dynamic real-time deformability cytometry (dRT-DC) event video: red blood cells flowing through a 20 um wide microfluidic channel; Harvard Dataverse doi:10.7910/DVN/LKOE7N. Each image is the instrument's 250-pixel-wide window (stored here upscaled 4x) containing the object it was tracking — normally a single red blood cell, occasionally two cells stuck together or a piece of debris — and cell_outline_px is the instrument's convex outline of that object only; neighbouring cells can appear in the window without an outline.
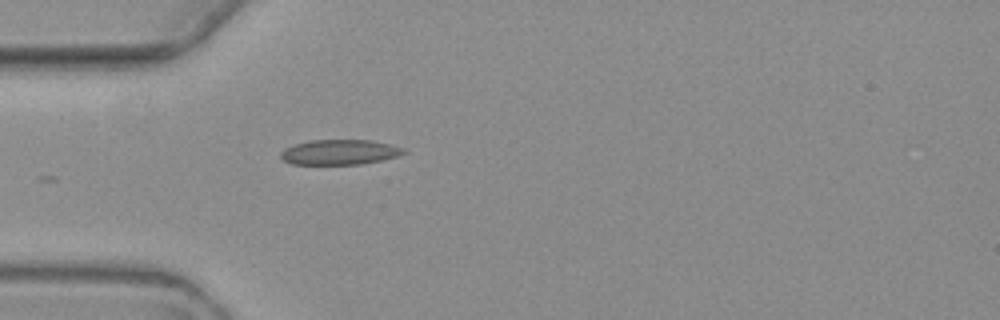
{"species": "common noctule bat (a hibernating species)", "species_latin": "Nyctalus noctula", "temperature_condition": "warm", "stored_images_in_passage": 4, "camera_frame_rate_fps": 3000, "um_per_image_px": 0.085, "animal": {"sex": "female", "body_mass_g": 19.3, "forearm_length_mm": 54.1}, "frame": {"image": 1, "passage_image": 4, "time_ms": 3.667, "image_size_px": [1000, 320], "cell_outline_px": [[408, 152], [396, 156], [380, 160], [360, 164], [292, 164], [284, 160], [280, 156], [280, 152], [284, 148], [296, 144], [312, 140], [372, 140], [404, 148]], "centroid_in_image_um": [28.86, 12.93], "position_along_channel_um": 56.1, "area_um2": 17.8}}